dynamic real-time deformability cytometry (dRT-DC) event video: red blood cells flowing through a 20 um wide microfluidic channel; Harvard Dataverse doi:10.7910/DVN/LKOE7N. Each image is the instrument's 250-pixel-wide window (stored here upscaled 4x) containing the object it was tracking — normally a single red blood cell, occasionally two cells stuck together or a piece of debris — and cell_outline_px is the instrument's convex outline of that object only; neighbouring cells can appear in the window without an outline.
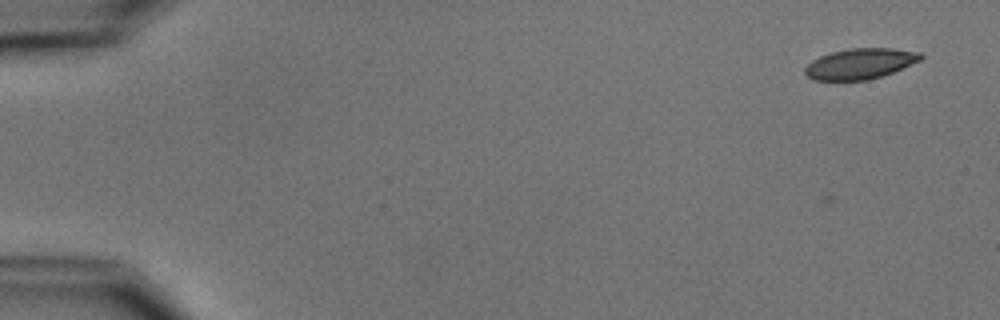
{"species": "common noctule bat (a hibernating species)", "species_latin": "Nyctalus noctula", "temperature_condition": "cold", "stored_images_in_passage": 6, "segment_of_instrument_passage": [1, 2], "camera_frame_rate_fps": 3000, "um_per_image_px": 0.085, "animal": {"sex": "male", "body_mass_g": 15.6}, "frame": {"image": 1, "passage_image": 1, "time_ms": 0.0, "image_size_px": [1000, 320], "cell_outline_px": [[924, 56], [920, 60], [892, 72], [868, 80], [812, 80], [804, 72], [804, 68], [812, 60], [820, 56], [832, 52], [852, 48], [892, 48], [920, 52]], "centroid_in_image_um": [73.09, 5.41], "position_along_channel_um": 11.9, "area_um2": 20.46}}
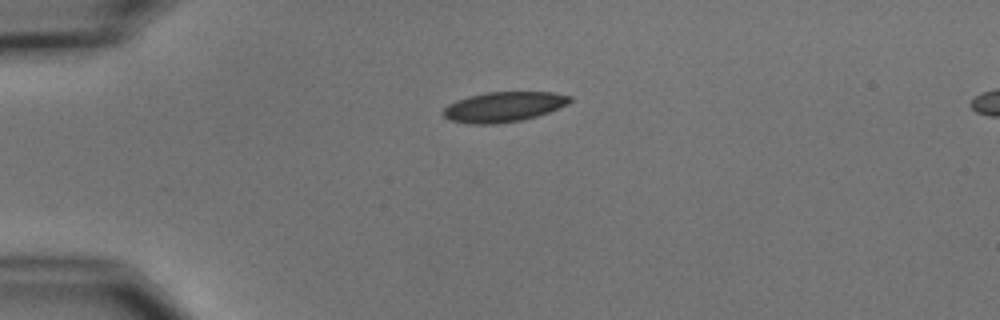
{"frame": {"image": 2, "passage_image": 4, "time_ms": 3.667, "image_size_px": [1000, 320], "cell_outline_px": [[572, 100], [568, 104], [548, 112], [536, 116], [520, 120], [496, 124], [472, 124], [452, 120], [444, 116], [440, 112], [448, 104], [456, 100], [468, 96], [484, 92], [552, 92], [572, 96]], "centroid_in_image_um": [42.79, 9.07], "position_along_channel_um": 42.2, "area_um2": 22.2}}